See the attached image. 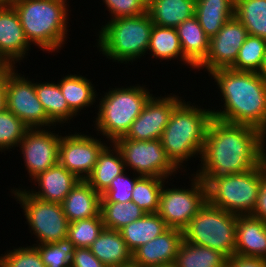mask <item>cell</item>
Instances as JSON below:
<instances>
[{
    "mask_svg": "<svg viewBox=\"0 0 266 267\" xmlns=\"http://www.w3.org/2000/svg\"><path fill=\"white\" fill-rule=\"evenodd\" d=\"M206 186L207 202L236 215H251L260 191L262 164L250 171L199 177Z\"/></svg>",
    "mask_w": 266,
    "mask_h": 267,
    "instance_id": "7",
    "label": "cell"
},
{
    "mask_svg": "<svg viewBox=\"0 0 266 267\" xmlns=\"http://www.w3.org/2000/svg\"><path fill=\"white\" fill-rule=\"evenodd\" d=\"M152 267H175V264H166V265H160V266H152Z\"/></svg>",
    "mask_w": 266,
    "mask_h": 267,
    "instance_id": "48",
    "label": "cell"
},
{
    "mask_svg": "<svg viewBox=\"0 0 266 267\" xmlns=\"http://www.w3.org/2000/svg\"><path fill=\"white\" fill-rule=\"evenodd\" d=\"M28 126L6 107L0 111V151L18 147Z\"/></svg>",
    "mask_w": 266,
    "mask_h": 267,
    "instance_id": "38",
    "label": "cell"
},
{
    "mask_svg": "<svg viewBox=\"0 0 266 267\" xmlns=\"http://www.w3.org/2000/svg\"><path fill=\"white\" fill-rule=\"evenodd\" d=\"M104 227L119 231L133 221L142 218L146 212L133 201L101 202L100 210Z\"/></svg>",
    "mask_w": 266,
    "mask_h": 267,
    "instance_id": "33",
    "label": "cell"
},
{
    "mask_svg": "<svg viewBox=\"0 0 266 267\" xmlns=\"http://www.w3.org/2000/svg\"><path fill=\"white\" fill-rule=\"evenodd\" d=\"M113 148L105 146L98 155L96 165L86 182L102 194L111 184V181L119 174L126 171L122 155L114 143Z\"/></svg>",
    "mask_w": 266,
    "mask_h": 267,
    "instance_id": "24",
    "label": "cell"
},
{
    "mask_svg": "<svg viewBox=\"0 0 266 267\" xmlns=\"http://www.w3.org/2000/svg\"><path fill=\"white\" fill-rule=\"evenodd\" d=\"M251 216L266 223V160L262 163V178L256 206Z\"/></svg>",
    "mask_w": 266,
    "mask_h": 267,
    "instance_id": "43",
    "label": "cell"
},
{
    "mask_svg": "<svg viewBox=\"0 0 266 267\" xmlns=\"http://www.w3.org/2000/svg\"><path fill=\"white\" fill-rule=\"evenodd\" d=\"M15 68V65L10 64L6 58L0 53V72L2 71H13Z\"/></svg>",
    "mask_w": 266,
    "mask_h": 267,
    "instance_id": "46",
    "label": "cell"
},
{
    "mask_svg": "<svg viewBox=\"0 0 266 267\" xmlns=\"http://www.w3.org/2000/svg\"><path fill=\"white\" fill-rule=\"evenodd\" d=\"M209 75L215 80L224 110H212L213 118L231 124L249 125L266 135V79L256 72L221 68Z\"/></svg>",
    "mask_w": 266,
    "mask_h": 267,
    "instance_id": "2",
    "label": "cell"
},
{
    "mask_svg": "<svg viewBox=\"0 0 266 267\" xmlns=\"http://www.w3.org/2000/svg\"><path fill=\"white\" fill-rule=\"evenodd\" d=\"M175 29L184 56L197 68L207 57L210 38L203 31L195 15Z\"/></svg>",
    "mask_w": 266,
    "mask_h": 267,
    "instance_id": "23",
    "label": "cell"
},
{
    "mask_svg": "<svg viewBox=\"0 0 266 267\" xmlns=\"http://www.w3.org/2000/svg\"><path fill=\"white\" fill-rule=\"evenodd\" d=\"M196 0H155L147 12L154 25L176 28L195 15Z\"/></svg>",
    "mask_w": 266,
    "mask_h": 267,
    "instance_id": "26",
    "label": "cell"
},
{
    "mask_svg": "<svg viewBox=\"0 0 266 267\" xmlns=\"http://www.w3.org/2000/svg\"><path fill=\"white\" fill-rule=\"evenodd\" d=\"M101 213L93 218L69 222L67 238L75 248H89L104 229Z\"/></svg>",
    "mask_w": 266,
    "mask_h": 267,
    "instance_id": "36",
    "label": "cell"
},
{
    "mask_svg": "<svg viewBox=\"0 0 266 267\" xmlns=\"http://www.w3.org/2000/svg\"><path fill=\"white\" fill-rule=\"evenodd\" d=\"M235 254L266 259V223L251 215H238Z\"/></svg>",
    "mask_w": 266,
    "mask_h": 267,
    "instance_id": "20",
    "label": "cell"
},
{
    "mask_svg": "<svg viewBox=\"0 0 266 267\" xmlns=\"http://www.w3.org/2000/svg\"><path fill=\"white\" fill-rule=\"evenodd\" d=\"M174 264L175 267H227V257L220 251L182 240Z\"/></svg>",
    "mask_w": 266,
    "mask_h": 267,
    "instance_id": "31",
    "label": "cell"
},
{
    "mask_svg": "<svg viewBox=\"0 0 266 267\" xmlns=\"http://www.w3.org/2000/svg\"><path fill=\"white\" fill-rule=\"evenodd\" d=\"M61 204L69 222L93 218L100 214L101 194L80 180Z\"/></svg>",
    "mask_w": 266,
    "mask_h": 267,
    "instance_id": "21",
    "label": "cell"
},
{
    "mask_svg": "<svg viewBox=\"0 0 266 267\" xmlns=\"http://www.w3.org/2000/svg\"><path fill=\"white\" fill-rule=\"evenodd\" d=\"M259 74L262 75L266 79V53H265L263 66Z\"/></svg>",
    "mask_w": 266,
    "mask_h": 267,
    "instance_id": "47",
    "label": "cell"
},
{
    "mask_svg": "<svg viewBox=\"0 0 266 267\" xmlns=\"http://www.w3.org/2000/svg\"><path fill=\"white\" fill-rule=\"evenodd\" d=\"M166 180L168 179L154 176H141L135 183L131 201L146 213H157L161 189Z\"/></svg>",
    "mask_w": 266,
    "mask_h": 267,
    "instance_id": "35",
    "label": "cell"
},
{
    "mask_svg": "<svg viewBox=\"0 0 266 267\" xmlns=\"http://www.w3.org/2000/svg\"><path fill=\"white\" fill-rule=\"evenodd\" d=\"M237 217L206 201L182 230L183 240L220 251L230 258L235 254Z\"/></svg>",
    "mask_w": 266,
    "mask_h": 267,
    "instance_id": "8",
    "label": "cell"
},
{
    "mask_svg": "<svg viewBox=\"0 0 266 267\" xmlns=\"http://www.w3.org/2000/svg\"><path fill=\"white\" fill-rule=\"evenodd\" d=\"M136 85L127 88H109L104 97L99 99V111L94 128L106 136L110 143L127 134L131 124L153 95L145 86Z\"/></svg>",
    "mask_w": 266,
    "mask_h": 267,
    "instance_id": "6",
    "label": "cell"
},
{
    "mask_svg": "<svg viewBox=\"0 0 266 267\" xmlns=\"http://www.w3.org/2000/svg\"><path fill=\"white\" fill-rule=\"evenodd\" d=\"M12 196L24 210L29 228L38 244H47L67 238L69 221L61 203L47 202L31 195L27 189L11 190Z\"/></svg>",
    "mask_w": 266,
    "mask_h": 267,
    "instance_id": "9",
    "label": "cell"
},
{
    "mask_svg": "<svg viewBox=\"0 0 266 267\" xmlns=\"http://www.w3.org/2000/svg\"><path fill=\"white\" fill-rule=\"evenodd\" d=\"M48 130L29 128L18 144L23 154L27 174L32 181L40 173L58 164L61 135Z\"/></svg>",
    "mask_w": 266,
    "mask_h": 267,
    "instance_id": "13",
    "label": "cell"
},
{
    "mask_svg": "<svg viewBox=\"0 0 266 267\" xmlns=\"http://www.w3.org/2000/svg\"><path fill=\"white\" fill-rule=\"evenodd\" d=\"M12 71L0 72V111L5 108V85L9 74Z\"/></svg>",
    "mask_w": 266,
    "mask_h": 267,
    "instance_id": "45",
    "label": "cell"
},
{
    "mask_svg": "<svg viewBox=\"0 0 266 267\" xmlns=\"http://www.w3.org/2000/svg\"><path fill=\"white\" fill-rule=\"evenodd\" d=\"M249 35L266 39V0H235V14Z\"/></svg>",
    "mask_w": 266,
    "mask_h": 267,
    "instance_id": "32",
    "label": "cell"
},
{
    "mask_svg": "<svg viewBox=\"0 0 266 267\" xmlns=\"http://www.w3.org/2000/svg\"><path fill=\"white\" fill-rule=\"evenodd\" d=\"M30 46L18 13L7 0H0V53L14 65L27 56Z\"/></svg>",
    "mask_w": 266,
    "mask_h": 267,
    "instance_id": "17",
    "label": "cell"
},
{
    "mask_svg": "<svg viewBox=\"0 0 266 267\" xmlns=\"http://www.w3.org/2000/svg\"><path fill=\"white\" fill-rule=\"evenodd\" d=\"M0 256V267H46L35 245L9 250Z\"/></svg>",
    "mask_w": 266,
    "mask_h": 267,
    "instance_id": "39",
    "label": "cell"
},
{
    "mask_svg": "<svg viewBox=\"0 0 266 267\" xmlns=\"http://www.w3.org/2000/svg\"><path fill=\"white\" fill-rule=\"evenodd\" d=\"M265 142L266 135L255 127L213 118L195 175L215 177L250 171L266 160Z\"/></svg>",
    "mask_w": 266,
    "mask_h": 267,
    "instance_id": "1",
    "label": "cell"
},
{
    "mask_svg": "<svg viewBox=\"0 0 266 267\" xmlns=\"http://www.w3.org/2000/svg\"><path fill=\"white\" fill-rule=\"evenodd\" d=\"M153 25L148 12L111 19L97 34V47L113 62H133L146 55Z\"/></svg>",
    "mask_w": 266,
    "mask_h": 267,
    "instance_id": "5",
    "label": "cell"
},
{
    "mask_svg": "<svg viewBox=\"0 0 266 267\" xmlns=\"http://www.w3.org/2000/svg\"><path fill=\"white\" fill-rule=\"evenodd\" d=\"M111 19L134 17L147 12V6L142 0H103Z\"/></svg>",
    "mask_w": 266,
    "mask_h": 267,
    "instance_id": "41",
    "label": "cell"
},
{
    "mask_svg": "<svg viewBox=\"0 0 266 267\" xmlns=\"http://www.w3.org/2000/svg\"><path fill=\"white\" fill-rule=\"evenodd\" d=\"M144 4L148 7L155 0H142Z\"/></svg>",
    "mask_w": 266,
    "mask_h": 267,
    "instance_id": "49",
    "label": "cell"
},
{
    "mask_svg": "<svg viewBox=\"0 0 266 267\" xmlns=\"http://www.w3.org/2000/svg\"><path fill=\"white\" fill-rule=\"evenodd\" d=\"M266 53V39L248 35L241 48L238 57L230 69L260 73Z\"/></svg>",
    "mask_w": 266,
    "mask_h": 267,
    "instance_id": "34",
    "label": "cell"
},
{
    "mask_svg": "<svg viewBox=\"0 0 266 267\" xmlns=\"http://www.w3.org/2000/svg\"><path fill=\"white\" fill-rule=\"evenodd\" d=\"M76 133L61 136L58 163L80 180H86L107 144L91 135Z\"/></svg>",
    "mask_w": 266,
    "mask_h": 267,
    "instance_id": "14",
    "label": "cell"
},
{
    "mask_svg": "<svg viewBox=\"0 0 266 267\" xmlns=\"http://www.w3.org/2000/svg\"><path fill=\"white\" fill-rule=\"evenodd\" d=\"M235 14V0H196L195 16L211 38Z\"/></svg>",
    "mask_w": 266,
    "mask_h": 267,
    "instance_id": "25",
    "label": "cell"
},
{
    "mask_svg": "<svg viewBox=\"0 0 266 267\" xmlns=\"http://www.w3.org/2000/svg\"><path fill=\"white\" fill-rule=\"evenodd\" d=\"M182 100L173 110L160 137L167 157L178 168L192 157H201L212 109H202Z\"/></svg>",
    "mask_w": 266,
    "mask_h": 267,
    "instance_id": "3",
    "label": "cell"
},
{
    "mask_svg": "<svg viewBox=\"0 0 266 267\" xmlns=\"http://www.w3.org/2000/svg\"><path fill=\"white\" fill-rule=\"evenodd\" d=\"M39 191L28 192L34 197L54 203H62L80 179L59 163L40 173L34 179Z\"/></svg>",
    "mask_w": 266,
    "mask_h": 267,
    "instance_id": "19",
    "label": "cell"
},
{
    "mask_svg": "<svg viewBox=\"0 0 266 267\" xmlns=\"http://www.w3.org/2000/svg\"><path fill=\"white\" fill-rule=\"evenodd\" d=\"M14 69L5 85V107L28 128L56 126L47 116L43 105L37 97L35 83H32Z\"/></svg>",
    "mask_w": 266,
    "mask_h": 267,
    "instance_id": "12",
    "label": "cell"
},
{
    "mask_svg": "<svg viewBox=\"0 0 266 267\" xmlns=\"http://www.w3.org/2000/svg\"><path fill=\"white\" fill-rule=\"evenodd\" d=\"M248 35L245 26L234 15L210 38L207 57L197 69H206L211 73L216 69L230 68Z\"/></svg>",
    "mask_w": 266,
    "mask_h": 267,
    "instance_id": "15",
    "label": "cell"
},
{
    "mask_svg": "<svg viewBox=\"0 0 266 267\" xmlns=\"http://www.w3.org/2000/svg\"><path fill=\"white\" fill-rule=\"evenodd\" d=\"M227 267H266V259L234 254L227 258Z\"/></svg>",
    "mask_w": 266,
    "mask_h": 267,
    "instance_id": "44",
    "label": "cell"
},
{
    "mask_svg": "<svg viewBox=\"0 0 266 267\" xmlns=\"http://www.w3.org/2000/svg\"><path fill=\"white\" fill-rule=\"evenodd\" d=\"M169 227L158 213H146L119 230L128 248L133 252L143 244L161 235Z\"/></svg>",
    "mask_w": 266,
    "mask_h": 267,
    "instance_id": "27",
    "label": "cell"
},
{
    "mask_svg": "<svg viewBox=\"0 0 266 267\" xmlns=\"http://www.w3.org/2000/svg\"><path fill=\"white\" fill-rule=\"evenodd\" d=\"M191 176L190 188L163 185L161 189L157 213L169 228L183 230L207 201L205 183L195 174Z\"/></svg>",
    "mask_w": 266,
    "mask_h": 267,
    "instance_id": "10",
    "label": "cell"
},
{
    "mask_svg": "<svg viewBox=\"0 0 266 267\" xmlns=\"http://www.w3.org/2000/svg\"><path fill=\"white\" fill-rule=\"evenodd\" d=\"M182 240V230L168 228L158 237L133 251L132 263H134L136 267L173 264Z\"/></svg>",
    "mask_w": 266,
    "mask_h": 267,
    "instance_id": "18",
    "label": "cell"
},
{
    "mask_svg": "<svg viewBox=\"0 0 266 267\" xmlns=\"http://www.w3.org/2000/svg\"><path fill=\"white\" fill-rule=\"evenodd\" d=\"M39 251L41 260L46 267H71L74 244L68 239H62L47 244H33Z\"/></svg>",
    "mask_w": 266,
    "mask_h": 267,
    "instance_id": "37",
    "label": "cell"
},
{
    "mask_svg": "<svg viewBox=\"0 0 266 267\" xmlns=\"http://www.w3.org/2000/svg\"><path fill=\"white\" fill-rule=\"evenodd\" d=\"M59 87L69 108L78 115L83 108H87L96 102L95 87L90 79L82 75H72L62 77L58 82Z\"/></svg>",
    "mask_w": 266,
    "mask_h": 267,
    "instance_id": "29",
    "label": "cell"
},
{
    "mask_svg": "<svg viewBox=\"0 0 266 267\" xmlns=\"http://www.w3.org/2000/svg\"><path fill=\"white\" fill-rule=\"evenodd\" d=\"M16 10L30 44L43 52L62 48L67 38V0H7Z\"/></svg>",
    "mask_w": 266,
    "mask_h": 267,
    "instance_id": "4",
    "label": "cell"
},
{
    "mask_svg": "<svg viewBox=\"0 0 266 267\" xmlns=\"http://www.w3.org/2000/svg\"><path fill=\"white\" fill-rule=\"evenodd\" d=\"M113 143L122 155L125 168L129 166L128 169L132 168L140 176L168 179L174 172L179 171L167 157L160 139H117Z\"/></svg>",
    "mask_w": 266,
    "mask_h": 267,
    "instance_id": "11",
    "label": "cell"
},
{
    "mask_svg": "<svg viewBox=\"0 0 266 267\" xmlns=\"http://www.w3.org/2000/svg\"><path fill=\"white\" fill-rule=\"evenodd\" d=\"M35 91L48 118L56 125L69 123L76 114L69 108L59 84L54 82L35 83Z\"/></svg>",
    "mask_w": 266,
    "mask_h": 267,
    "instance_id": "30",
    "label": "cell"
},
{
    "mask_svg": "<svg viewBox=\"0 0 266 267\" xmlns=\"http://www.w3.org/2000/svg\"><path fill=\"white\" fill-rule=\"evenodd\" d=\"M89 249L107 267L132 263V251L117 230L104 228Z\"/></svg>",
    "mask_w": 266,
    "mask_h": 267,
    "instance_id": "22",
    "label": "cell"
},
{
    "mask_svg": "<svg viewBox=\"0 0 266 267\" xmlns=\"http://www.w3.org/2000/svg\"><path fill=\"white\" fill-rule=\"evenodd\" d=\"M116 267H136L134 263H130L127 265H123V266H116Z\"/></svg>",
    "mask_w": 266,
    "mask_h": 267,
    "instance_id": "50",
    "label": "cell"
},
{
    "mask_svg": "<svg viewBox=\"0 0 266 267\" xmlns=\"http://www.w3.org/2000/svg\"><path fill=\"white\" fill-rule=\"evenodd\" d=\"M125 173L124 171L111 181L110 186L101 194V202L126 203L131 201L135 183L141 176L135 173L133 179H130Z\"/></svg>",
    "mask_w": 266,
    "mask_h": 267,
    "instance_id": "40",
    "label": "cell"
},
{
    "mask_svg": "<svg viewBox=\"0 0 266 267\" xmlns=\"http://www.w3.org/2000/svg\"><path fill=\"white\" fill-rule=\"evenodd\" d=\"M148 51L152 52L151 55L154 58L171 61L178 57L177 59L183 61L187 66L189 65L194 70L196 68L184 56L175 28L153 25L147 54H149Z\"/></svg>",
    "mask_w": 266,
    "mask_h": 267,
    "instance_id": "28",
    "label": "cell"
},
{
    "mask_svg": "<svg viewBox=\"0 0 266 267\" xmlns=\"http://www.w3.org/2000/svg\"><path fill=\"white\" fill-rule=\"evenodd\" d=\"M171 95L173 94L171 93L168 96L158 98L151 96L140 115L131 124L127 134L118 139H160L174 108L183 100L175 94L173 96Z\"/></svg>",
    "mask_w": 266,
    "mask_h": 267,
    "instance_id": "16",
    "label": "cell"
},
{
    "mask_svg": "<svg viewBox=\"0 0 266 267\" xmlns=\"http://www.w3.org/2000/svg\"><path fill=\"white\" fill-rule=\"evenodd\" d=\"M71 267H107L89 248H75Z\"/></svg>",
    "mask_w": 266,
    "mask_h": 267,
    "instance_id": "42",
    "label": "cell"
}]
</instances>
